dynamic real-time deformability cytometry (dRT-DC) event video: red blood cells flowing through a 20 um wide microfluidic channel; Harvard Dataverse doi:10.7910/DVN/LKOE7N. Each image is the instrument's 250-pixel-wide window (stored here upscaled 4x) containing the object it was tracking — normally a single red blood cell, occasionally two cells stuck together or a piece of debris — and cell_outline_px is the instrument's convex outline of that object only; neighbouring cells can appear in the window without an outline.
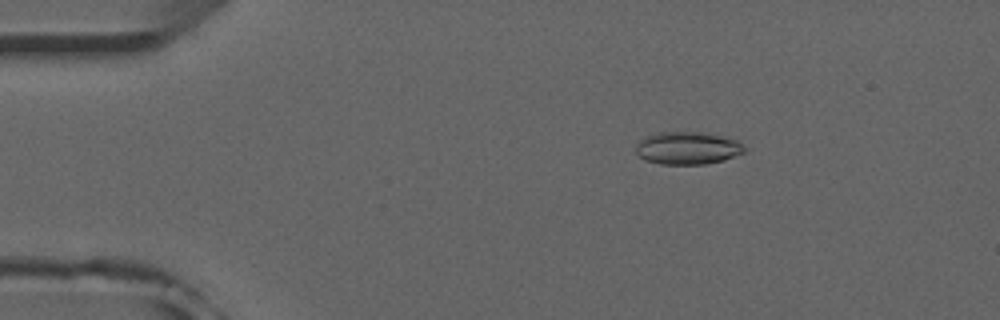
{"species": "common noctule bat (a hibernating species)", "species_latin": "Nyctalus noctula", "temperature_condition": "room temperature", "stored_images_in_passage": 45, "camera_frame_rate_fps": 3000, "um_per_image_px": 0.085, "animal": {"sex": "male", "forearm_length_mm": 52.5}, "frame": {"image": 1, "passage_image": 2, "time_ms": 0.333, "image_size_px": [1000, 320], "cell_outline_px": [[748, 148], [744, 152], [724, 160], [704, 164], [660, 164], [644, 160], [636, 152], [636, 144], [644, 136], [660, 132], [700, 132], [720, 136], [736, 140]], "centroid_in_image_um": [58.43, 12.59], "position_along_channel_um": 26.6, "area_um2": 20.63}}
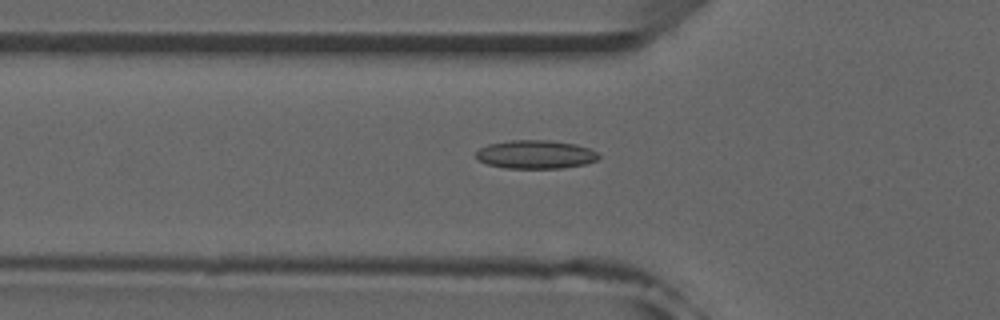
{"frame": {"image": 2, "passage_image": 11, "time_ms": 3.333, "image_size_px": [1000, 320], "cell_outline_px": [[600, 156], [596, 160], [584, 164], [560, 168], [504, 168], [488, 164], [476, 160], [476, 152], [480, 148], [488, 144], [512, 140], [548, 140], [576, 144], [588, 148], [596, 152]], "centroid_in_image_um": [45.49, 13.12], "position_along_channel_um": 80.3, "area_um2": 20.29}}
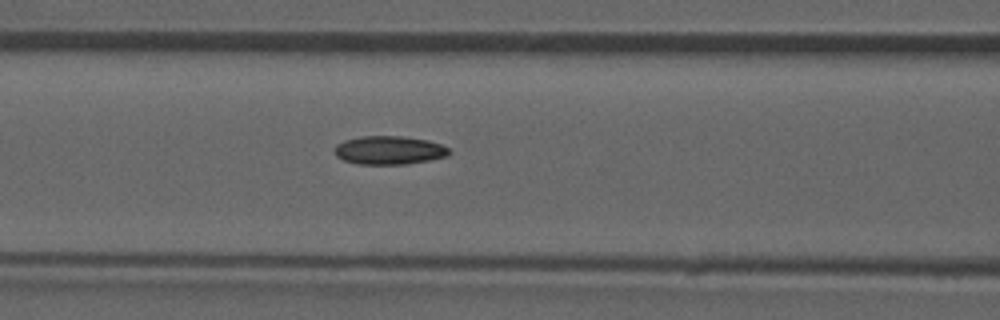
{"frame": {"image": 3, "passage_image": 15, "time_ms": 4.667, "image_size_px": [1000, 320], "cell_outline_px": [[452, 152], [448, 156], [428, 160], [404, 164], [360, 164], [344, 160], [336, 156], [336, 144], [344, 140], [360, 136], [400, 136], [428, 140], [440, 144], [448, 148]], "centroid_in_image_um": [33.09, 12.76], "position_along_channel_um": 133.5, "area_um2": 18.9}, "authors_computed_cell_mechanics": {"area_um2": 18.6694, "velocity_mm_per_s": 3.9422, "shape_relaxation_time_tau1_ms": null, "shape_relaxation_time_tau2_ms": 3.2292, "deformation_change_tau1": null, "deformation_change_tau2": 0.0893}}